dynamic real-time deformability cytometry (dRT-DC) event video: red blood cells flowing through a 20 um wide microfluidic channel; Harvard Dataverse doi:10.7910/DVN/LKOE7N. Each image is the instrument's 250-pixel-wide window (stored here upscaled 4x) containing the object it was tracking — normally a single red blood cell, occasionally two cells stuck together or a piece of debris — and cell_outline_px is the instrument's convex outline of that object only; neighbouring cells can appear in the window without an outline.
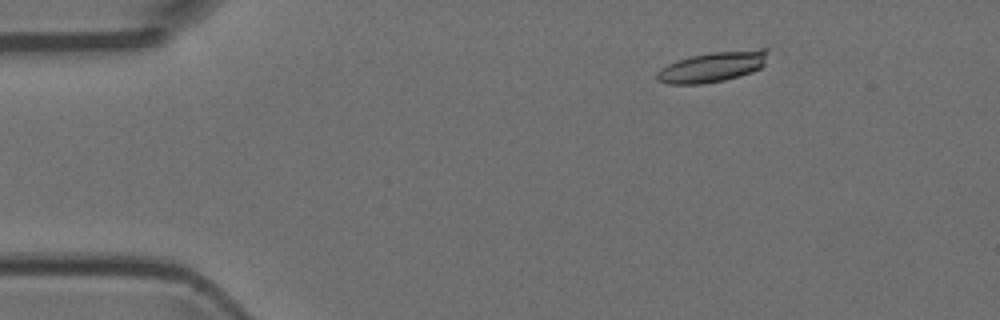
{"species": "Egyptian fruit bat (a non-hibernating species)", "species_latin": "Rousettus aegyptiacus", "temperature_condition": "room temperature", "stored_images_in_passage": 50, "camera_frame_rate_fps": 3000, "um_per_image_px": 0.085, "animal": {"sex": "female"}, "frame": {"image": 1, "passage_image": 8, "time_ms": 2.333, "image_size_px": [1000, 320], "cell_outline_px": [[768, 48], [764, 64], [760, 68], [752, 72], [740, 76], [724, 80], [700, 84], [668, 84], [656, 80], [656, 72], [660, 68], [676, 60], [692, 56], [712, 52], [760, 48]], "centroid_in_image_um": [60.55, 5.68], "position_along_channel_um": 24.5, "area_um2": 19.71}}
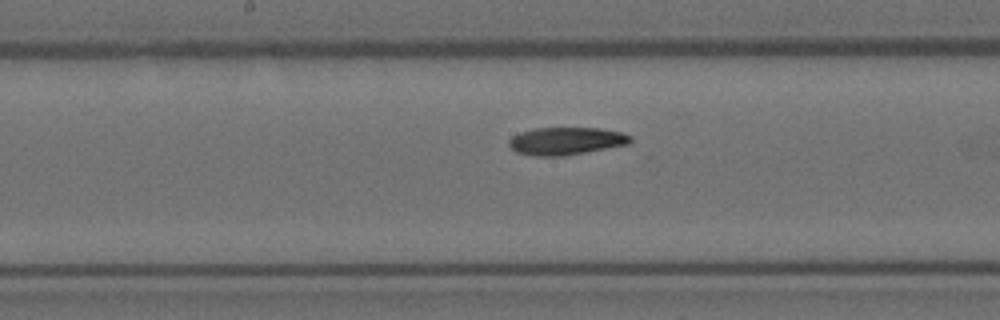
{"frame": {"image": 2, "passage_image": 26, "time_ms": 8.333, "image_size_px": [1000, 320], "cell_outline_px": [[632, 140], [628, 144], [584, 152], [560, 156], [532, 156], [516, 152], [508, 144], [508, 140], [512, 136], [520, 132], [532, 128], [600, 128], [620, 132], [632, 136]], "centroid_in_image_um": [48.07, 11.98], "position_along_channel_um": 200.1, "area_um2": 19.48}}
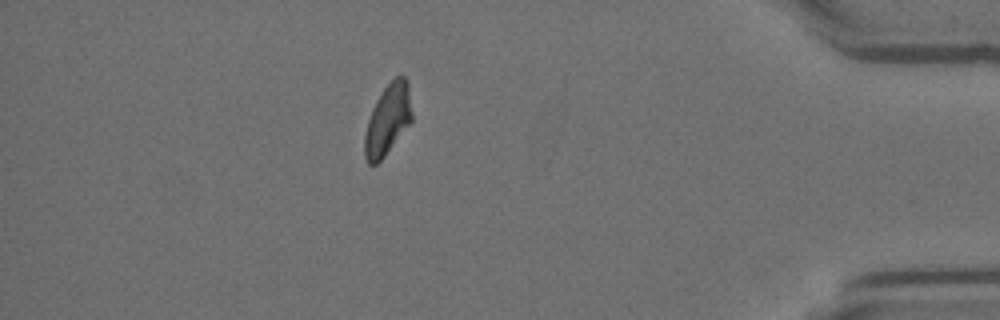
{"frame": {"image": 3, "passage_image": 44, "time_ms": 14.333, "image_size_px": [1000, 320], "cell_outline_px": [[412, 120], [384, 156], [376, 164], [368, 164], [364, 156], [364, 136], [368, 120], [372, 108], [376, 100], [384, 88], [396, 76], [404, 76], [408, 80], [412, 112]], "centroid_in_image_um": [32.95, 10.15], "position_along_channel_um": 402.2, "area_um2": 19.31}}